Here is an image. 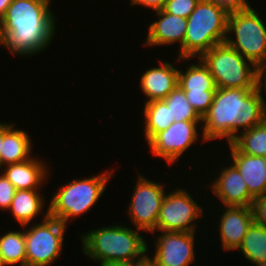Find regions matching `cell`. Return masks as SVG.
<instances>
[{
  "mask_svg": "<svg viewBox=\"0 0 266 266\" xmlns=\"http://www.w3.org/2000/svg\"><path fill=\"white\" fill-rule=\"evenodd\" d=\"M50 4L51 0H13L0 20V46L21 57L45 51L58 31Z\"/></svg>",
  "mask_w": 266,
  "mask_h": 266,
  "instance_id": "cell-1",
  "label": "cell"
},
{
  "mask_svg": "<svg viewBox=\"0 0 266 266\" xmlns=\"http://www.w3.org/2000/svg\"><path fill=\"white\" fill-rule=\"evenodd\" d=\"M265 95L257 88H217L208 112L202 117L201 131L206 142L226 139L266 119Z\"/></svg>",
  "mask_w": 266,
  "mask_h": 266,
  "instance_id": "cell-2",
  "label": "cell"
},
{
  "mask_svg": "<svg viewBox=\"0 0 266 266\" xmlns=\"http://www.w3.org/2000/svg\"><path fill=\"white\" fill-rule=\"evenodd\" d=\"M124 225V226H123ZM112 224L83 232L82 252L95 262L133 263L149 251V245L141 230L123 224Z\"/></svg>",
  "mask_w": 266,
  "mask_h": 266,
  "instance_id": "cell-3",
  "label": "cell"
},
{
  "mask_svg": "<svg viewBox=\"0 0 266 266\" xmlns=\"http://www.w3.org/2000/svg\"><path fill=\"white\" fill-rule=\"evenodd\" d=\"M228 15L229 12L216 2L200 0L186 18L187 32L176 62L199 58L216 44L225 42Z\"/></svg>",
  "mask_w": 266,
  "mask_h": 266,
  "instance_id": "cell-4",
  "label": "cell"
},
{
  "mask_svg": "<svg viewBox=\"0 0 266 266\" xmlns=\"http://www.w3.org/2000/svg\"><path fill=\"white\" fill-rule=\"evenodd\" d=\"M113 174V169L105 170L102 174L82 179L74 178L67 184H62L48 202L49 216L68 226L70 220L91 211L90 209L105 194L106 186Z\"/></svg>",
  "mask_w": 266,
  "mask_h": 266,
  "instance_id": "cell-5",
  "label": "cell"
},
{
  "mask_svg": "<svg viewBox=\"0 0 266 266\" xmlns=\"http://www.w3.org/2000/svg\"><path fill=\"white\" fill-rule=\"evenodd\" d=\"M214 78L217 88H257L259 68L226 42L213 46L199 57Z\"/></svg>",
  "mask_w": 266,
  "mask_h": 266,
  "instance_id": "cell-6",
  "label": "cell"
},
{
  "mask_svg": "<svg viewBox=\"0 0 266 266\" xmlns=\"http://www.w3.org/2000/svg\"><path fill=\"white\" fill-rule=\"evenodd\" d=\"M260 17L253 7L229 12L225 39L257 68L266 65V24Z\"/></svg>",
  "mask_w": 266,
  "mask_h": 266,
  "instance_id": "cell-7",
  "label": "cell"
},
{
  "mask_svg": "<svg viewBox=\"0 0 266 266\" xmlns=\"http://www.w3.org/2000/svg\"><path fill=\"white\" fill-rule=\"evenodd\" d=\"M45 212L39 223L24 226L26 266H50L63 253L67 226Z\"/></svg>",
  "mask_w": 266,
  "mask_h": 266,
  "instance_id": "cell-8",
  "label": "cell"
},
{
  "mask_svg": "<svg viewBox=\"0 0 266 266\" xmlns=\"http://www.w3.org/2000/svg\"><path fill=\"white\" fill-rule=\"evenodd\" d=\"M137 174V182L126 210L131 225L150 235L156 230L161 204L167 191L164 184L150 180L139 172Z\"/></svg>",
  "mask_w": 266,
  "mask_h": 266,
  "instance_id": "cell-9",
  "label": "cell"
},
{
  "mask_svg": "<svg viewBox=\"0 0 266 266\" xmlns=\"http://www.w3.org/2000/svg\"><path fill=\"white\" fill-rule=\"evenodd\" d=\"M187 190L180 187L166 193L154 232H197L198 219L203 217L204 208Z\"/></svg>",
  "mask_w": 266,
  "mask_h": 266,
  "instance_id": "cell-10",
  "label": "cell"
},
{
  "mask_svg": "<svg viewBox=\"0 0 266 266\" xmlns=\"http://www.w3.org/2000/svg\"><path fill=\"white\" fill-rule=\"evenodd\" d=\"M199 127H202V121L172 123L166 130L157 133L147 143L151 154L165 159L166 163L172 166L173 163L178 162V159L180 160L199 138L202 143L206 142L202 132L199 131Z\"/></svg>",
  "mask_w": 266,
  "mask_h": 266,
  "instance_id": "cell-11",
  "label": "cell"
},
{
  "mask_svg": "<svg viewBox=\"0 0 266 266\" xmlns=\"http://www.w3.org/2000/svg\"><path fill=\"white\" fill-rule=\"evenodd\" d=\"M152 256L159 266H189L195 261L196 232L158 231Z\"/></svg>",
  "mask_w": 266,
  "mask_h": 266,
  "instance_id": "cell-12",
  "label": "cell"
},
{
  "mask_svg": "<svg viewBox=\"0 0 266 266\" xmlns=\"http://www.w3.org/2000/svg\"><path fill=\"white\" fill-rule=\"evenodd\" d=\"M216 174L208 188L219 200L218 203L221 202L223 206L251 207L254 197L249 193L239 171L231 163L221 167Z\"/></svg>",
  "mask_w": 266,
  "mask_h": 266,
  "instance_id": "cell-13",
  "label": "cell"
},
{
  "mask_svg": "<svg viewBox=\"0 0 266 266\" xmlns=\"http://www.w3.org/2000/svg\"><path fill=\"white\" fill-rule=\"evenodd\" d=\"M218 215L217 231L220 235L221 248L224 251H235L241 245L249 227L254 222L251 207L222 206Z\"/></svg>",
  "mask_w": 266,
  "mask_h": 266,
  "instance_id": "cell-14",
  "label": "cell"
},
{
  "mask_svg": "<svg viewBox=\"0 0 266 266\" xmlns=\"http://www.w3.org/2000/svg\"><path fill=\"white\" fill-rule=\"evenodd\" d=\"M154 14L158 20L149 24L143 46H171L177 42L180 48L187 32V19L167 13L163 9L154 11Z\"/></svg>",
  "mask_w": 266,
  "mask_h": 266,
  "instance_id": "cell-15",
  "label": "cell"
},
{
  "mask_svg": "<svg viewBox=\"0 0 266 266\" xmlns=\"http://www.w3.org/2000/svg\"><path fill=\"white\" fill-rule=\"evenodd\" d=\"M158 63L140 77V89L147 97L145 103L165 99L178 86L179 69L165 60Z\"/></svg>",
  "mask_w": 266,
  "mask_h": 266,
  "instance_id": "cell-16",
  "label": "cell"
},
{
  "mask_svg": "<svg viewBox=\"0 0 266 266\" xmlns=\"http://www.w3.org/2000/svg\"><path fill=\"white\" fill-rule=\"evenodd\" d=\"M32 156L23 162L9 164L0 168L3 175L13 184L16 190H42L50 174L44 159ZM45 163V164H44Z\"/></svg>",
  "mask_w": 266,
  "mask_h": 266,
  "instance_id": "cell-17",
  "label": "cell"
},
{
  "mask_svg": "<svg viewBox=\"0 0 266 266\" xmlns=\"http://www.w3.org/2000/svg\"><path fill=\"white\" fill-rule=\"evenodd\" d=\"M231 153L230 163L239 171L246 182L249 193L255 198L266 194V157L251 156L239 152L227 143Z\"/></svg>",
  "mask_w": 266,
  "mask_h": 266,
  "instance_id": "cell-18",
  "label": "cell"
},
{
  "mask_svg": "<svg viewBox=\"0 0 266 266\" xmlns=\"http://www.w3.org/2000/svg\"><path fill=\"white\" fill-rule=\"evenodd\" d=\"M15 125L13 122H3L1 167L23 162L33 156L32 138L26 130L18 129Z\"/></svg>",
  "mask_w": 266,
  "mask_h": 266,
  "instance_id": "cell-19",
  "label": "cell"
},
{
  "mask_svg": "<svg viewBox=\"0 0 266 266\" xmlns=\"http://www.w3.org/2000/svg\"><path fill=\"white\" fill-rule=\"evenodd\" d=\"M44 204L45 198L39 190H16L8 210L22 227L32 224L46 208Z\"/></svg>",
  "mask_w": 266,
  "mask_h": 266,
  "instance_id": "cell-20",
  "label": "cell"
},
{
  "mask_svg": "<svg viewBox=\"0 0 266 266\" xmlns=\"http://www.w3.org/2000/svg\"><path fill=\"white\" fill-rule=\"evenodd\" d=\"M197 64L186 66V70L179 69L178 86L184 91L203 92L216 91L217 87L207 66L200 58Z\"/></svg>",
  "mask_w": 266,
  "mask_h": 266,
  "instance_id": "cell-21",
  "label": "cell"
},
{
  "mask_svg": "<svg viewBox=\"0 0 266 266\" xmlns=\"http://www.w3.org/2000/svg\"><path fill=\"white\" fill-rule=\"evenodd\" d=\"M144 136L148 143L157 133L166 130L174 118L171 117L170 107L163 100H153L144 103Z\"/></svg>",
  "mask_w": 266,
  "mask_h": 266,
  "instance_id": "cell-22",
  "label": "cell"
},
{
  "mask_svg": "<svg viewBox=\"0 0 266 266\" xmlns=\"http://www.w3.org/2000/svg\"><path fill=\"white\" fill-rule=\"evenodd\" d=\"M0 260L4 266H26L24 226L20 231L8 230L0 234Z\"/></svg>",
  "mask_w": 266,
  "mask_h": 266,
  "instance_id": "cell-23",
  "label": "cell"
},
{
  "mask_svg": "<svg viewBox=\"0 0 266 266\" xmlns=\"http://www.w3.org/2000/svg\"><path fill=\"white\" fill-rule=\"evenodd\" d=\"M230 143L239 152L266 157V119L251 129L239 133Z\"/></svg>",
  "mask_w": 266,
  "mask_h": 266,
  "instance_id": "cell-24",
  "label": "cell"
},
{
  "mask_svg": "<svg viewBox=\"0 0 266 266\" xmlns=\"http://www.w3.org/2000/svg\"><path fill=\"white\" fill-rule=\"evenodd\" d=\"M237 250L253 265L266 261V229L253 222Z\"/></svg>",
  "mask_w": 266,
  "mask_h": 266,
  "instance_id": "cell-25",
  "label": "cell"
},
{
  "mask_svg": "<svg viewBox=\"0 0 266 266\" xmlns=\"http://www.w3.org/2000/svg\"><path fill=\"white\" fill-rule=\"evenodd\" d=\"M163 101L170 107L171 117L174 122L202 121L194 108L186 99L184 90L177 86Z\"/></svg>",
  "mask_w": 266,
  "mask_h": 266,
  "instance_id": "cell-26",
  "label": "cell"
},
{
  "mask_svg": "<svg viewBox=\"0 0 266 266\" xmlns=\"http://www.w3.org/2000/svg\"><path fill=\"white\" fill-rule=\"evenodd\" d=\"M186 99L194 108L197 114L202 118L209 110L215 91L191 92L184 91Z\"/></svg>",
  "mask_w": 266,
  "mask_h": 266,
  "instance_id": "cell-27",
  "label": "cell"
},
{
  "mask_svg": "<svg viewBox=\"0 0 266 266\" xmlns=\"http://www.w3.org/2000/svg\"><path fill=\"white\" fill-rule=\"evenodd\" d=\"M200 0H167L163 10L167 13L187 18Z\"/></svg>",
  "mask_w": 266,
  "mask_h": 266,
  "instance_id": "cell-28",
  "label": "cell"
},
{
  "mask_svg": "<svg viewBox=\"0 0 266 266\" xmlns=\"http://www.w3.org/2000/svg\"><path fill=\"white\" fill-rule=\"evenodd\" d=\"M15 191L13 184L0 171V210L8 211Z\"/></svg>",
  "mask_w": 266,
  "mask_h": 266,
  "instance_id": "cell-29",
  "label": "cell"
},
{
  "mask_svg": "<svg viewBox=\"0 0 266 266\" xmlns=\"http://www.w3.org/2000/svg\"><path fill=\"white\" fill-rule=\"evenodd\" d=\"M251 209L254 223L266 229V194L255 197Z\"/></svg>",
  "mask_w": 266,
  "mask_h": 266,
  "instance_id": "cell-30",
  "label": "cell"
},
{
  "mask_svg": "<svg viewBox=\"0 0 266 266\" xmlns=\"http://www.w3.org/2000/svg\"><path fill=\"white\" fill-rule=\"evenodd\" d=\"M228 12L252 7L248 0H212Z\"/></svg>",
  "mask_w": 266,
  "mask_h": 266,
  "instance_id": "cell-31",
  "label": "cell"
},
{
  "mask_svg": "<svg viewBox=\"0 0 266 266\" xmlns=\"http://www.w3.org/2000/svg\"><path fill=\"white\" fill-rule=\"evenodd\" d=\"M166 1L167 0H130V6L134 7L138 5L156 11L163 9Z\"/></svg>",
  "mask_w": 266,
  "mask_h": 266,
  "instance_id": "cell-32",
  "label": "cell"
},
{
  "mask_svg": "<svg viewBox=\"0 0 266 266\" xmlns=\"http://www.w3.org/2000/svg\"><path fill=\"white\" fill-rule=\"evenodd\" d=\"M146 252L141 258L137 259L132 263V266H159L155 259ZM148 254V255H147Z\"/></svg>",
  "mask_w": 266,
  "mask_h": 266,
  "instance_id": "cell-33",
  "label": "cell"
},
{
  "mask_svg": "<svg viewBox=\"0 0 266 266\" xmlns=\"http://www.w3.org/2000/svg\"><path fill=\"white\" fill-rule=\"evenodd\" d=\"M258 86L262 90V93H265L266 95V65H263L259 68ZM265 113H266V100H265Z\"/></svg>",
  "mask_w": 266,
  "mask_h": 266,
  "instance_id": "cell-34",
  "label": "cell"
},
{
  "mask_svg": "<svg viewBox=\"0 0 266 266\" xmlns=\"http://www.w3.org/2000/svg\"><path fill=\"white\" fill-rule=\"evenodd\" d=\"M13 0H0V20L5 15L7 8Z\"/></svg>",
  "mask_w": 266,
  "mask_h": 266,
  "instance_id": "cell-35",
  "label": "cell"
},
{
  "mask_svg": "<svg viewBox=\"0 0 266 266\" xmlns=\"http://www.w3.org/2000/svg\"><path fill=\"white\" fill-rule=\"evenodd\" d=\"M99 265L100 266H132L131 263H127V262H110V263H103Z\"/></svg>",
  "mask_w": 266,
  "mask_h": 266,
  "instance_id": "cell-36",
  "label": "cell"
},
{
  "mask_svg": "<svg viewBox=\"0 0 266 266\" xmlns=\"http://www.w3.org/2000/svg\"><path fill=\"white\" fill-rule=\"evenodd\" d=\"M2 142H3V123H1L0 121V151L2 150ZM0 168H1V155H0Z\"/></svg>",
  "mask_w": 266,
  "mask_h": 266,
  "instance_id": "cell-37",
  "label": "cell"
},
{
  "mask_svg": "<svg viewBox=\"0 0 266 266\" xmlns=\"http://www.w3.org/2000/svg\"><path fill=\"white\" fill-rule=\"evenodd\" d=\"M256 266H266V261H261L259 263L254 264Z\"/></svg>",
  "mask_w": 266,
  "mask_h": 266,
  "instance_id": "cell-38",
  "label": "cell"
}]
</instances>
